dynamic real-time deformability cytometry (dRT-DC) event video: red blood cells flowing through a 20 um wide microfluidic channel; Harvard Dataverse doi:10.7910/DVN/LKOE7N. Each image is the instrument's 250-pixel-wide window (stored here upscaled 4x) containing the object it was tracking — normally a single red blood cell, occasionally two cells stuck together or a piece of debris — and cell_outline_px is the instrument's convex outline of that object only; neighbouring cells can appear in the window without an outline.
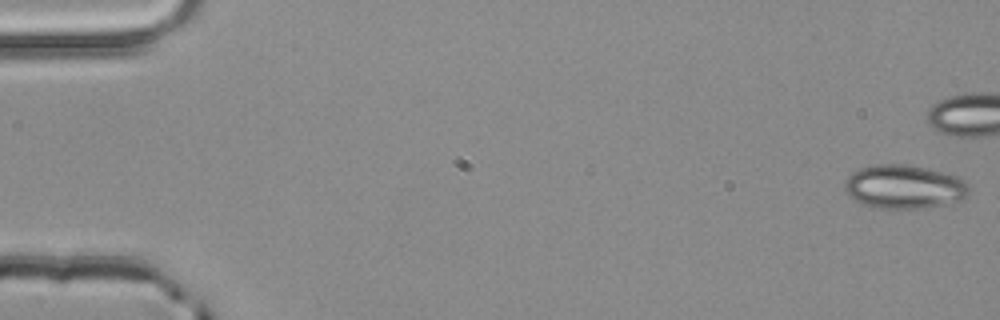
{"species": "common noctule bat (a hibernating species)", "species_latin": "Nyctalus noctula", "temperature_condition": "room temperature", "stored_images_in_passage": 5, "camera_frame_rate_fps": 3000, "um_per_image_px": 0.085, "animal": {"sex": "male", "body_mass_g": 20.4}, "frame": {"image": 1, "passage_image": 1, "time_ms": 0.0, "image_size_px": [1000, 320], "cell_outline_px": [[968, 196], [960, 200], [944, 204], [916, 208], [880, 208], [864, 204], [856, 200], [844, 192], [844, 184], [848, 176], [852, 172], [860, 168], [876, 164], [908, 164], [944, 172], [956, 176], [964, 180], [968, 188]], "centroid_in_image_um": [76.83, 15.86], "position_along_channel_um": 8.2, "area_um2": 31.5}}